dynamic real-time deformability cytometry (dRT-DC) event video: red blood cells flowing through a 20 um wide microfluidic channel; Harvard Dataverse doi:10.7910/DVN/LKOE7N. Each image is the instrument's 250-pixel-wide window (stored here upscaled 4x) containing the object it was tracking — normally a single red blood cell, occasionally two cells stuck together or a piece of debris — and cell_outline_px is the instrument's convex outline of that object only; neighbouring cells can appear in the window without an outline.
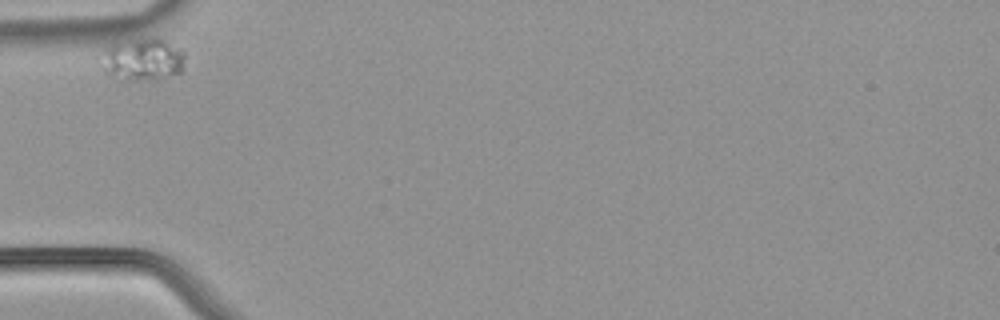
{"species": "common noctule bat (a hibernating species)", "species_latin": "Nyctalus noctula", "temperature_condition": "warm", "stored_images_in_passage": 32, "camera_frame_rate_fps": 3000, "um_per_image_px": 0.085, "animal": {"sex": "male", "body_mass_g": 21.5, "forearm_length_mm": 52.0}, "frame": {"image": 1, "passage_image": 1, "time_ms": 0.0, "image_size_px": [1000, 320], "cell_outline_px": [[184, 72], [156, 80], [124, 80], [108, 76], [100, 68], [96, 56], [112, 40], [148, 36], [160, 36], [180, 48], [184, 52]], "centroid_in_image_um": [12.02, 5.0], "position_along_channel_um": 73.0, "area_um2": 22.77}}
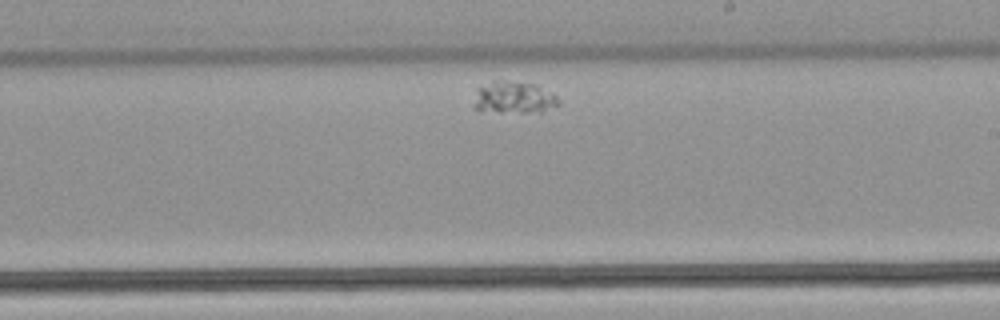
{"frame": {"image": 2, "passage_image": 19, "time_ms": 6.0, "image_size_px": [1000, 320], "cell_outline_px": [[560, 104], [544, 112], [500, 112], [472, 108], [476, 88], [492, 80], [504, 80], [532, 84], [552, 92], [560, 100]], "centroid_in_image_um": [43.66, 8.29], "position_along_channel_um": 245.3, "area_um2": 16.01}}
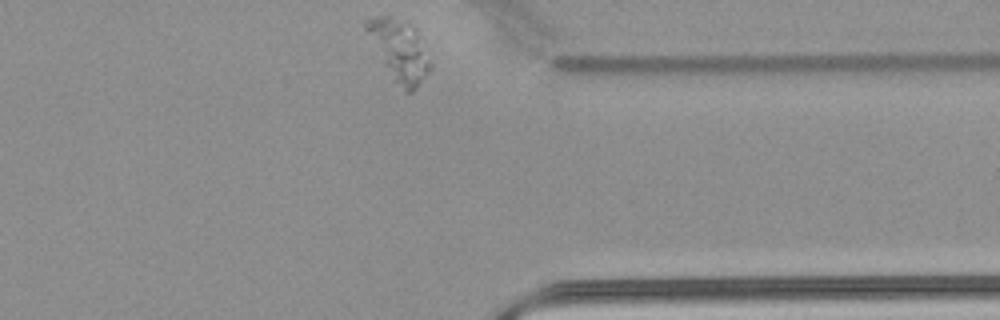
{"frame": {"image": 3, "passage_image": 32, "time_ms": 10.333, "image_size_px": [1000, 320], "cell_outline_px": [[432, 68], [416, 88], [412, 92], [404, 92], [396, 80], [364, 28], [364, 20], [376, 16], [388, 16], [416, 28], [432, 64]], "centroid_in_image_um": [34.0, 4.27], "position_along_channel_um": 377.4, "area_um2": 21.68}}